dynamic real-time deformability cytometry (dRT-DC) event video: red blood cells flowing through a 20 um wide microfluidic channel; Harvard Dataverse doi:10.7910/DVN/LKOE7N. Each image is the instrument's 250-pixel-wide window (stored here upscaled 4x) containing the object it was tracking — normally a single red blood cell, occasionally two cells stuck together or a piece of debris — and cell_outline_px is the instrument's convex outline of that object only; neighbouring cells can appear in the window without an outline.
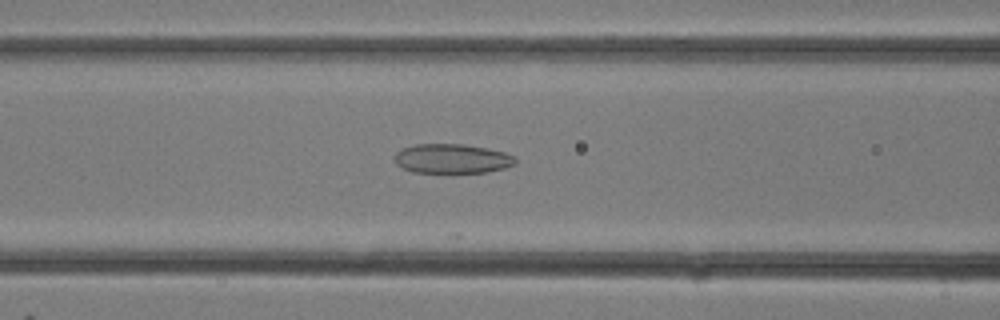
{"species": "common noctule bat (a hibernating species)", "species_latin": "Nyctalus noctula", "temperature_condition": "room temperature", "stored_images_in_passage": 15, "camera_frame_rate_fps": 3000, "um_per_image_px": 0.085, "animal": {"sex": "female"}, "frame": {"image": 1, "passage_image": 5, "time_ms": 1.333, "image_size_px": [1000, 320], "cell_outline_px": [[516, 164], [504, 168], [488, 172], [452, 176], [412, 172], [396, 164], [396, 152], [404, 148], [416, 144], [464, 144], [488, 148], [504, 152], [516, 156]], "centroid_in_image_um": [38.47, 13.54], "position_along_channel_um": 128.1, "area_um2": 21.73}}
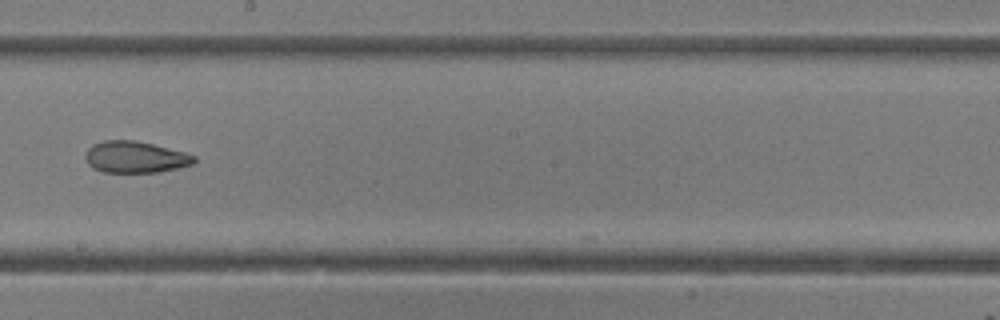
{"frame": {"image": 2, "passage_image": 10, "time_ms": 3.0, "image_size_px": [1000, 320], "cell_outline_px": [[196, 160], [192, 164], [180, 168], [156, 172], [104, 172], [92, 168], [88, 164], [84, 156], [88, 148], [92, 144], [104, 140], [136, 140], [184, 152], [196, 156]], "centroid_in_image_um": [11.48, 13.35], "position_along_channel_um": 236.7, "area_um2": 20.06}}
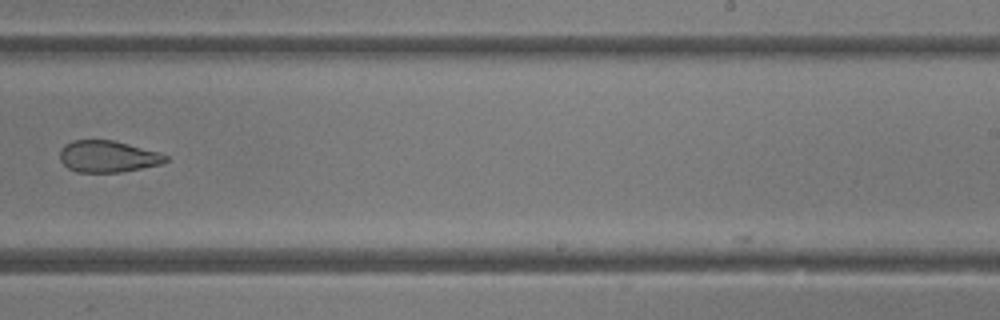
{"frame": {"image": 3, "passage_image": 12, "time_ms": 3.667, "image_size_px": [1000, 320], "cell_outline_px": [[168, 160], [160, 164], [120, 172], [76, 172], [68, 168], [60, 160], [60, 148], [64, 144], [72, 140], [112, 140], [160, 152], [168, 156]], "centroid_in_image_um": [9.14, 13.29], "position_along_channel_um": 279.9, "area_um2": 19.48}}